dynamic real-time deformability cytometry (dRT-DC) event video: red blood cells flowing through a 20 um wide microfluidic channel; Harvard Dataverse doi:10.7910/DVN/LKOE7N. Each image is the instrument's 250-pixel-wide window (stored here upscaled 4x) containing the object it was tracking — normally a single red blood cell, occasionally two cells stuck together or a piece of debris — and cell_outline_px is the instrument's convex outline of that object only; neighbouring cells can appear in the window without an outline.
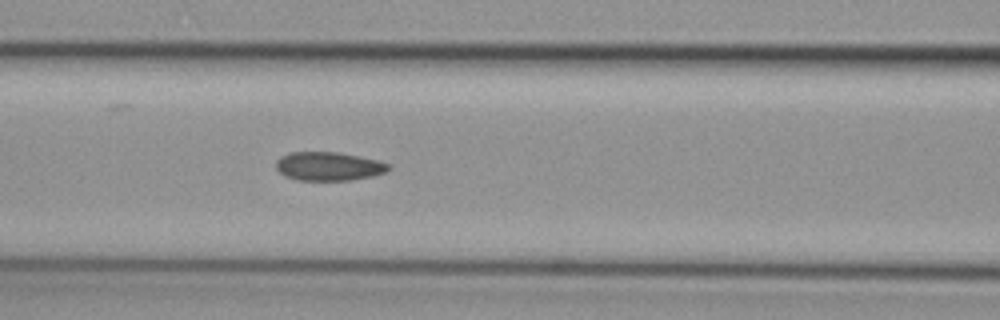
{"species": "common noctule bat (a hibernating species)", "species_latin": "Nyctalus noctula", "temperature_condition": "cold", "stored_images_in_passage": 3, "camera_frame_rate_fps": 3000, "um_per_image_px": 0.085, "animal": {"sex": "female", "body_mass_g": 29.2, "forearm_length_mm": 56.3}, "frame": {"image": 1, "passage_image": 3, "time_ms": 0.667, "image_size_px": [1000, 320], "cell_outline_px": [[392, 168], [388, 172], [372, 176], [348, 180], [296, 180], [284, 176], [276, 168], [276, 160], [280, 156], [288, 152], [340, 152], [380, 160], [392, 164]], "centroid_in_image_um": [27.98, 14.12], "position_along_channel_um": 138.6, "area_um2": 19.19}}